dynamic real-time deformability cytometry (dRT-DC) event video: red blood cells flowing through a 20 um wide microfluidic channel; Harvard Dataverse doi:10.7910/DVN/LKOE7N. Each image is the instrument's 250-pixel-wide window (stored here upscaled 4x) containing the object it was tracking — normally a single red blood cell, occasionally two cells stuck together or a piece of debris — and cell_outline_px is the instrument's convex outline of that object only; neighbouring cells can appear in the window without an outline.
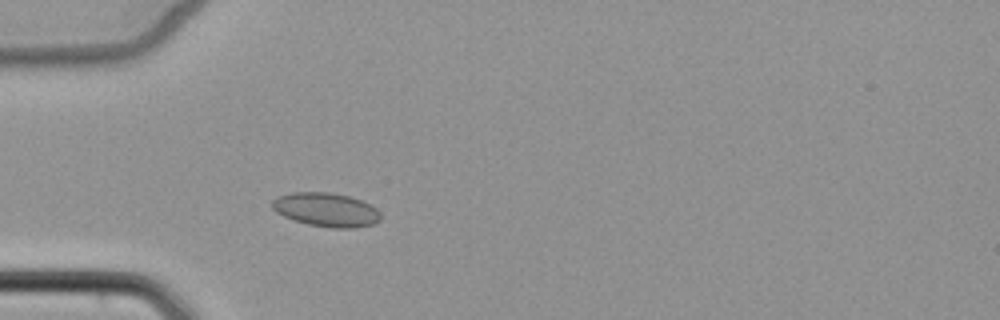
{"species": "common noctule bat (a hibernating species)", "species_latin": "Nyctalus noctula", "temperature_condition": "cold", "stored_images_in_passage": 4, "camera_frame_rate_fps": 3000, "um_per_image_px": 0.085, "animal": {"sex": "female", "body_mass_g": 22.7, "forearm_length_mm": 54.2}, "frame": {"image": 1, "passage_image": 4, "time_ms": 3.333, "image_size_px": [1000, 320], "cell_outline_px": [[380, 220], [376, 224], [356, 228], [332, 228], [308, 224], [292, 220], [276, 212], [272, 208], [272, 200], [276, 196], [292, 192], [328, 192], [348, 196], [360, 200], [376, 208], [380, 212]], "centroid_in_image_um": [27.71, 17.83], "position_along_channel_um": 57.3, "area_um2": 21.56}}